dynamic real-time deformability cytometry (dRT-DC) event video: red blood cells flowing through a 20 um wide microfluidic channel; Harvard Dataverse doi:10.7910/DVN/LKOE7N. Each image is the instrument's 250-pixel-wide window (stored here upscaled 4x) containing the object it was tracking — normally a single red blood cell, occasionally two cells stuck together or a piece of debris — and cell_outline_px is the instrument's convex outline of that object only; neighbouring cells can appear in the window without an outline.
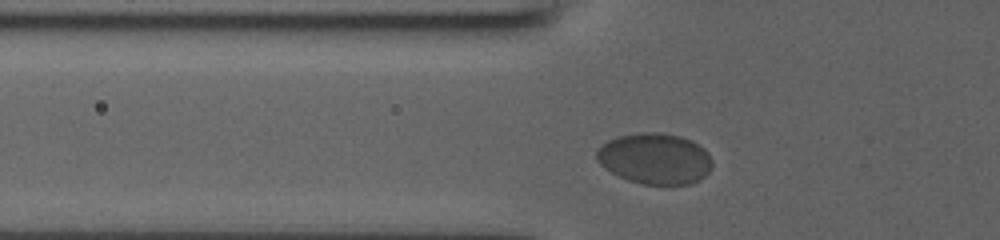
{"species": "human", "species_latin": "Homo sapiens", "temperature_condition": "room temperature", "stored_images_in_passage": 37, "camera_frame_rate_fps": 3000, "um_per_image_px": 0.085, "donor": {"sex": "male"}, "frame": {"image": 1, "passage_image": 5, "time_ms": 1.333, "image_size_px": [1000, 240], "cell_outline_px": [[712, 168], [700, 180], [688, 184], [640, 184], [628, 180], [612, 172], [600, 164], [596, 160], [596, 148], [608, 140], [616, 136], [636, 132], [660, 132], [680, 136], [692, 140], [704, 148], [708, 152], [712, 160]], "centroid_in_image_um": [55.66, 13.46], "position_along_channel_um": 70.1, "area_um2": 34.68}}
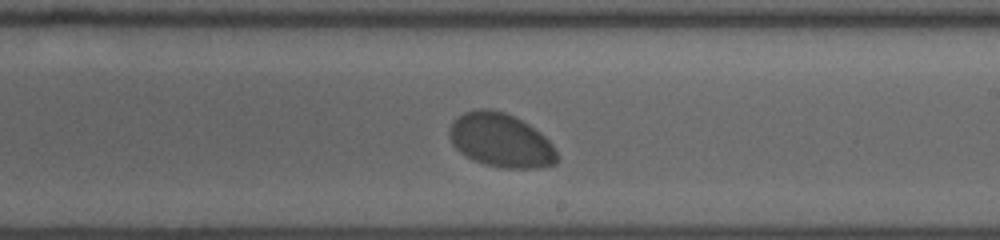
{"frame": {"image": 2, "passage_image": 18, "time_ms": 5.667, "image_size_px": [1000, 240], "cell_outline_px": [[560, 160], [556, 164], [540, 168], [500, 168], [484, 164], [460, 152], [452, 144], [448, 136], [448, 132], [452, 120], [456, 116], [464, 112], [476, 108], [488, 108], [504, 112], [516, 116], [540, 132], [556, 148], [560, 156]], "centroid_in_image_um": [42.59, 11.92], "position_along_channel_um": 246.4, "area_um2": 34.39}}
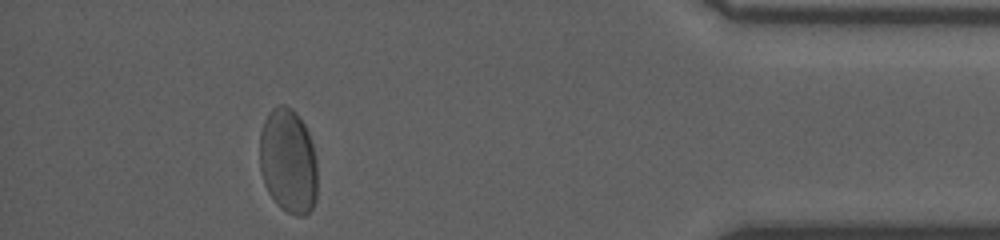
{"frame": {"image": 3, "passage_image": 33, "time_ms": 10.667, "image_size_px": [1000, 240], "cell_outline_px": [[316, 200], [312, 208], [304, 216], [296, 216], [288, 212], [276, 204], [268, 192], [264, 184], [260, 172], [260, 132], [264, 120], [268, 112], [276, 104], [284, 104], [292, 108], [300, 116], [308, 132], [316, 164]], "centroid_in_image_um": [24.47, 13.67], "position_along_channel_um": 410.7, "area_um2": 35.49}}